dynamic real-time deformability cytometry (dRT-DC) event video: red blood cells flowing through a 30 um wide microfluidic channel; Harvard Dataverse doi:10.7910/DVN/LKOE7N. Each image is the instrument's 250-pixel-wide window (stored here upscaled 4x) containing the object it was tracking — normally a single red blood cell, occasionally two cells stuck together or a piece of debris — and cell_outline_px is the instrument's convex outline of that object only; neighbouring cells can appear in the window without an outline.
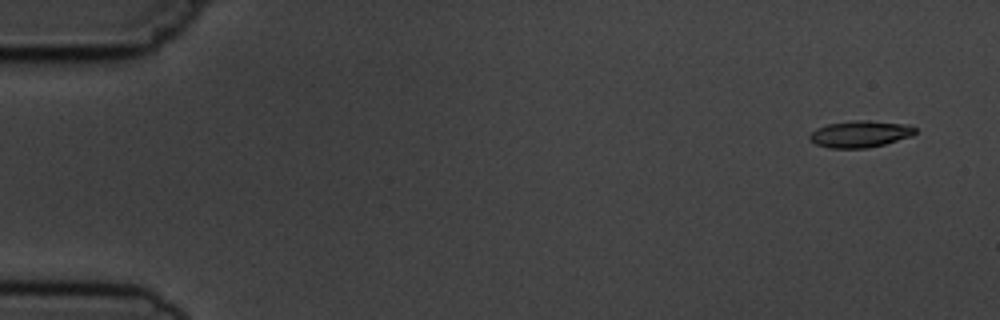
{"species": "common noctule bat (a hibernating species)", "species_latin": "Nyctalus noctula", "temperature_condition": "cold", "stored_images_in_passage": 5, "camera_frame_rate_fps": 3000, "um_per_image_px": 0.085, "animal": {"sex": "male", "body_mass_g": 19.5, "forearm_length_mm": 54.6}, "frame": {"image": 1, "passage_image": 1, "time_ms": 0.0, "image_size_px": [1000, 320], "cell_outline_px": [[916, 132], [912, 136], [884, 144], [868, 148], [828, 148], [816, 144], [808, 140], [808, 136], [816, 128], [828, 124], [856, 120], [868, 120], [908, 124], [916, 128]], "centroid_in_image_um": [73.1, 11.39], "position_along_channel_um": 11.9, "area_um2": 16.53}}